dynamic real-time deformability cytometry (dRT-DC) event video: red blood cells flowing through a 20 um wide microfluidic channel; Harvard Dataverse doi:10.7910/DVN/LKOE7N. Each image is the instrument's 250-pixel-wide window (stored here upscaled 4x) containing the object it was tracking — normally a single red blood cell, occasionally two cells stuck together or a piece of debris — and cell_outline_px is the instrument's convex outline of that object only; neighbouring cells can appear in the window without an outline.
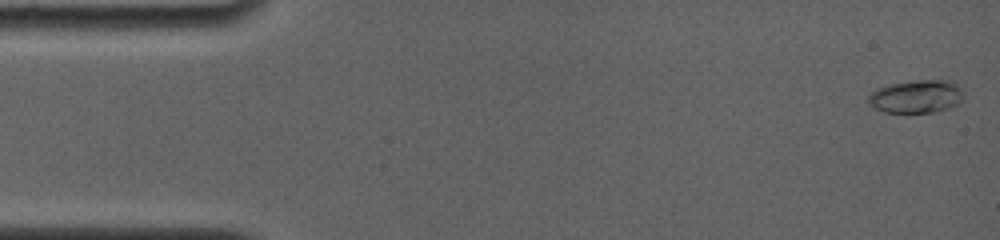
{"species": "common noctule bat (a hibernating species)", "species_latin": "Nyctalus noctula", "temperature_condition": "room temperature", "stored_images_in_passage": 51, "camera_frame_rate_fps": 4000, "um_per_image_px": 0.085, "animal": {"sex": "female", "body_mass_g": 19.0, "forearm_length_mm": 56.7}, "frame": {"image": 1, "passage_image": 2, "time_ms": 0.25, "image_size_px": [1000, 240], "cell_outline_px": [[960, 100], [944, 108], [932, 112], [884, 112], [868, 104], [868, 96], [876, 88], [892, 84], [916, 80], [944, 80], [960, 88]], "centroid_in_image_um": [77.76, 8.2], "position_along_channel_um": 7.2, "area_um2": 17.51}}
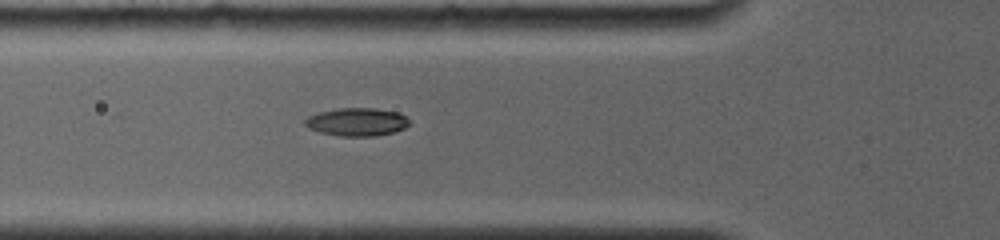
{"frame": {"image": 2, "passage_image": 32, "time_ms": 5.75, "image_size_px": [1000, 240], "cell_outline_px": [[412, 124], [404, 128], [392, 132], [376, 136], [340, 136], [320, 132], [308, 128], [304, 124], [304, 120], [308, 116], [320, 112], [340, 108], [376, 108], [396, 112], [404, 116]], "centroid_in_image_um": [30.33, 10.37], "position_along_channel_um": 95.5, "area_um2": 16.99}}
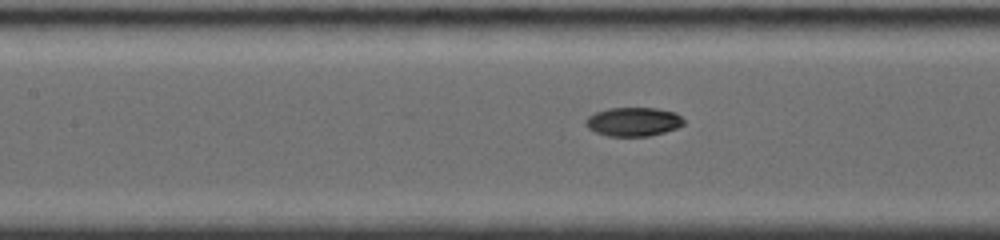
{"frame": {"image": 3, "passage_image": 44, "time_ms": 7.25, "image_size_px": [1000, 240], "cell_outline_px": [[684, 124], [676, 128], [664, 132], [648, 136], [608, 136], [596, 132], [588, 128], [584, 124], [584, 120], [588, 116], [596, 112], [608, 108], [656, 108], [676, 112], [684, 120]], "centroid_in_image_um": [53.82, 10.34], "position_along_channel_um": 153.6, "area_um2": 16.53}}